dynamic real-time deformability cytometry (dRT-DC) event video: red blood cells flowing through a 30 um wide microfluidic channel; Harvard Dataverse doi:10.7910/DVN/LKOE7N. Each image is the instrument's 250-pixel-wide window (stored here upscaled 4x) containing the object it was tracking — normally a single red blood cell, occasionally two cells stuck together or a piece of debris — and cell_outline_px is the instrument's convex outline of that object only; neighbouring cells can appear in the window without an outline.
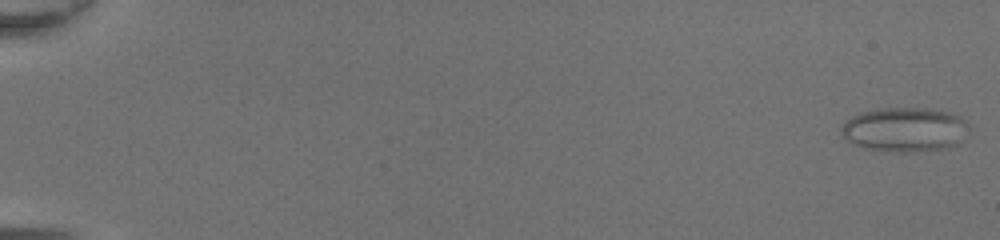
{"species": "common noctule bat (a hibernating species)", "species_latin": "Nyctalus noctula", "temperature_condition": "room temperature", "stored_images_in_passage": 49, "camera_frame_rate_fps": 3000, "um_per_image_px": 0.085, "animal": {"sex": "female", "body_mass_g": 20.0, "forearm_length_mm": 54.0}, "frame": {"image": 1, "passage_image": 1, "time_ms": 0.0, "image_size_px": [1000, 240], "cell_outline_px": [[972, 128], [960, 144], [948, 148], [916, 152], [880, 152], [864, 148], [848, 140], [844, 136], [840, 128], [844, 120], [860, 112], [880, 108], [932, 108], [948, 112], [960, 116]], "centroid_in_image_um": [76.95, 11.02], "position_along_channel_um": 8.0, "area_um2": 33.81}}
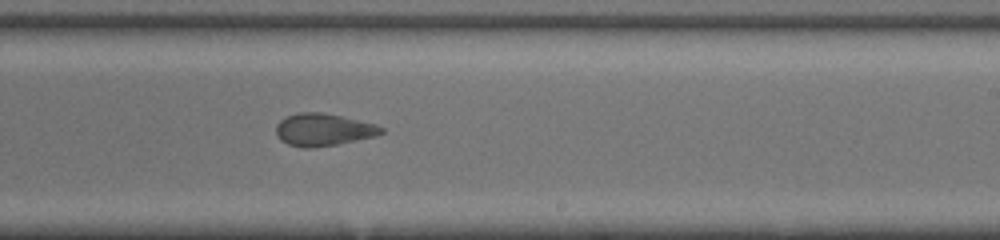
{"frame": {"image": 2, "passage_image": 32, "time_ms": 10.333, "image_size_px": [1000, 240], "cell_outline_px": [[384, 132], [376, 136], [336, 144], [312, 148], [304, 148], [288, 144], [280, 140], [276, 132], [276, 124], [280, 120], [296, 112], [320, 112], [340, 116], [376, 124], [384, 128]], "centroid_in_image_um": [27.47, 11.02], "position_along_channel_um": 261.5, "area_um2": 19.77}}
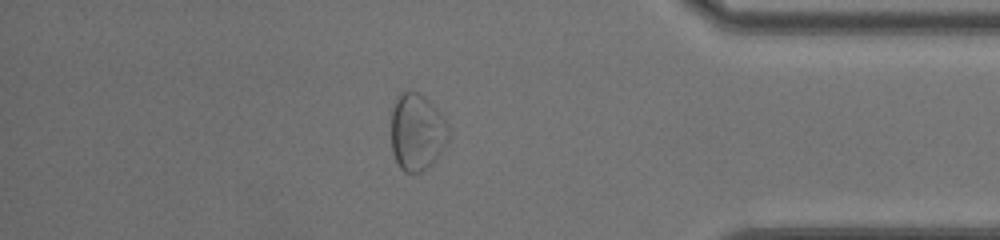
{"frame": {"image": 3, "passage_image": 43, "time_ms": 14.0, "image_size_px": [1000, 240], "cell_outline_px": [[448, 140], [432, 164], [420, 172], [404, 172], [400, 168], [392, 152], [392, 108], [396, 96], [400, 92], [416, 92], [424, 96], [440, 112], [448, 124]], "centroid_in_image_um": [35.43, 11.21], "position_along_channel_um": 399.8, "area_um2": 25.61}, "authors_computed_cell_mechanics": {"area_um2": 24.7384, "velocity_mm_per_s": 4.381, "shape_relaxation_time_tau1_ms": null, "shape_relaxation_time_tau2_ms": 0.7534, "deformation_change_tau1": null, "deformation_change_tau2": 0.075}}